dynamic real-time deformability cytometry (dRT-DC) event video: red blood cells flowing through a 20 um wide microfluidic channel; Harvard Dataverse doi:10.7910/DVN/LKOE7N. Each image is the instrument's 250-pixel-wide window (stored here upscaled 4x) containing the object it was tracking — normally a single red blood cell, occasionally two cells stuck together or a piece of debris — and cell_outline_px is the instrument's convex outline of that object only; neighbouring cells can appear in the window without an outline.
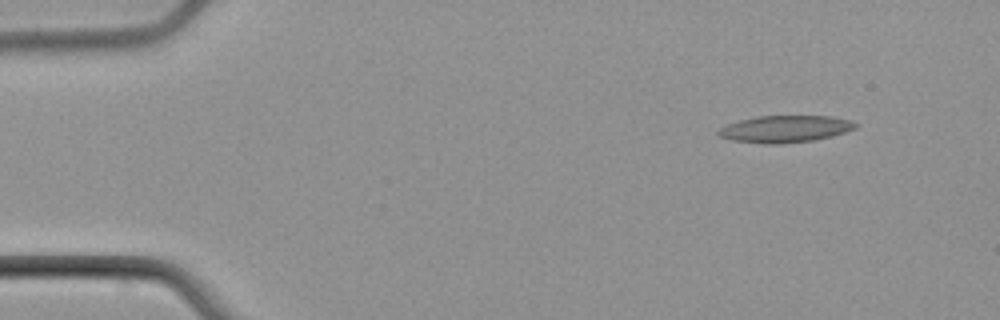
{"species": "common noctule bat (a hibernating species)", "species_latin": "Nyctalus noctula", "temperature_condition": "cold", "stored_images_in_passage": 3, "camera_frame_rate_fps": 3000, "um_per_image_px": 0.085, "animal": {"sex": "male", "body_mass_g": 21.5, "forearm_length_mm": 52.0}, "frame": {"image": 1, "passage_image": 1, "time_ms": 0.0, "image_size_px": [1000, 320], "cell_outline_px": [[860, 124], [856, 128], [832, 136], [812, 140], [776, 144], [764, 144], [732, 140], [720, 136], [716, 132], [720, 128], [728, 124], [740, 120], [756, 116], [832, 116], [848, 120]], "centroid_in_image_um": [66.73, 10.96], "position_along_channel_um": 18.3, "area_um2": 21.39}}
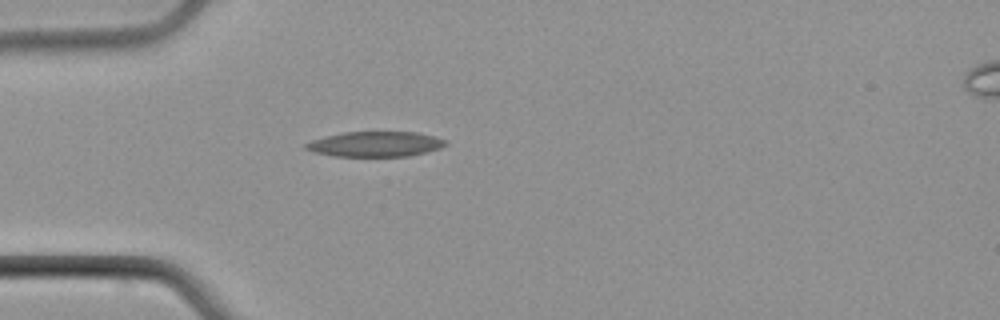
{"frame": {"image": 2, "passage_image": 3, "time_ms": 3.333, "image_size_px": [1000, 320], "cell_outline_px": [[448, 144], [440, 148], [408, 156], [336, 156], [312, 152], [304, 148], [304, 144], [312, 140], [324, 136], [344, 132], [416, 132], [436, 136], [448, 140]], "centroid_in_image_um": [31.91, 12.24], "position_along_channel_um": 53.1, "area_um2": 20.58}}